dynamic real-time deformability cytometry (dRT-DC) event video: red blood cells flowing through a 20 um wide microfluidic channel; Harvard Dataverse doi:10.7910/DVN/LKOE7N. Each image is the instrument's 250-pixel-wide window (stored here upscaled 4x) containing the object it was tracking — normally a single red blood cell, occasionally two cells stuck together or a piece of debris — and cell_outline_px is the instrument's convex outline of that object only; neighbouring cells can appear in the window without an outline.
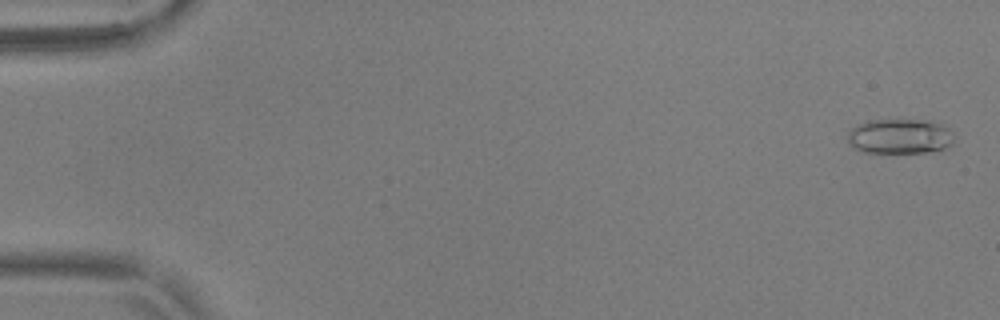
{"species": "common noctule bat (a hibernating species)", "species_latin": "Nyctalus noctula", "temperature_condition": "warm", "stored_images_in_passage": 55, "camera_frame_rate_fps": 3000, "um_per_image_px": 0.085, "animal": {"sex": "male", "body_mass_g": 17.9, "forearm_length_mm": 54.2}, "frame": {"image": 1, "passage_image": 2, "time_ms": 0.333, "image_size_px": [1000, 320], "cell_outline_px": [[952, 144], [944, 148], [924, 152], [864, 152], [852, 148], [848, 144], [848, 132], [852, 128], [868, 120], [924, 120], [940, 124], [948, 128], [952, 132]], "centroid_in_image_um": [76.44, 11.59], "position_along_channel_um": 8.6, "area_um2": 21.44}}
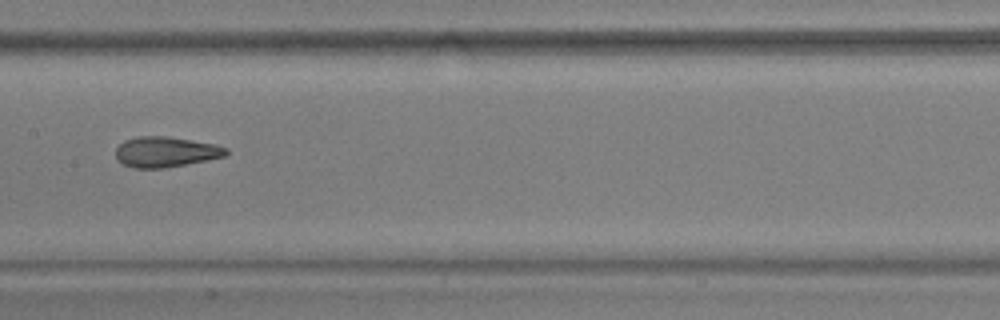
{"frame": {"image": 2, "passage_image": 29, "time_ms": 9.333, "image_size_px": [1000, 320], "cell_outline_px": [[228, 152], [224, 156], [184, 164], [160, 168], [132, 168], [124, 164], [116, 156], [116, 148], [124, 140], [136, 136], [168, 136], [216, 144], [228, 148]], "centroid_in_image_um": [14.07, 12.89], "position_along_channel_um": 193.3, "area_um2": 19.36}}
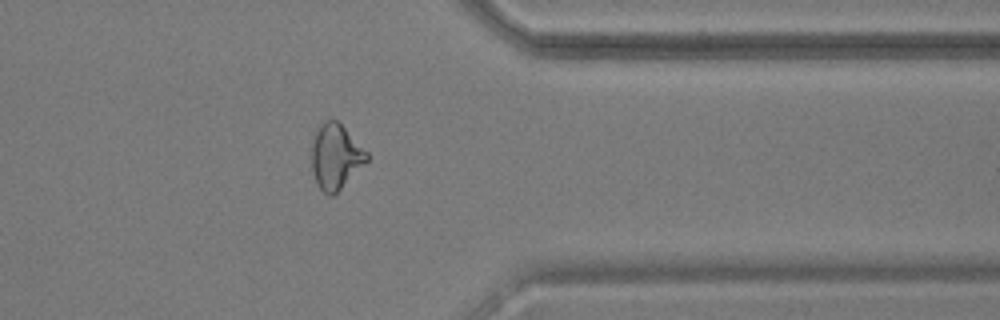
{"frame": {"image": 3, "passage_image": 45, "time_ms": 14.667, "image_size_px": [1000, 320], "cell_outline_px": [[368, 160], [332, 196], [328, 196], [316, 184], [312, 168], [312, 144], [316, 132], [320, 124], [324, 120], [336, 120], [368, 152]], "centroid_in_image_um": [28.51, 13.31], "position_along_channel_um": 382.9, "area_um2": 20.46}, "authors_computed_cell_mechanics": {"area_um2": 20.23, "velocity_mm_per_s": 3.7058, "shape_relaxation_time_tau1_ms": 7.2218, "shape_relaxation_time_tau2_ms": 1.4866, "deformation_change_tau1": 0.1935, "deformation_change_tau2": 0.0946}}